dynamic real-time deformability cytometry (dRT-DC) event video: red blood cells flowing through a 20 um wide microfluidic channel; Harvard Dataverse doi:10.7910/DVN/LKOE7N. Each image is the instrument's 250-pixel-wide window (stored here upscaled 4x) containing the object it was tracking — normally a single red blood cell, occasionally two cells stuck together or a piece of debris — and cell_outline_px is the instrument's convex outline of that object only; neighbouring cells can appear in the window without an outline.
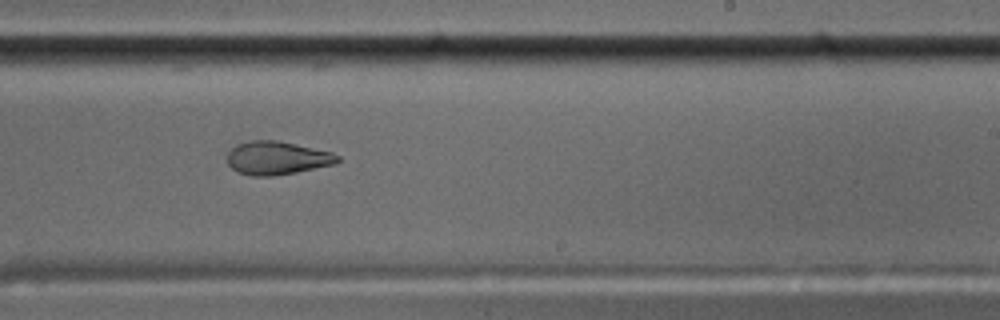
{"species": "common noctule bat (a hibernating species)", "species_latin": "Nyctalus noctula", "temperature_condition": "cold", "stored_images_in_passage": 58, "camera_frame_rate_fps": 3000, "um_per_image_px": 0.085, "animal": {"sex": "male", "body_mass_g": 17.5, "forearm_length_mm": 52.3}, "frame": {"image": 1, "passage_image": 36, "time_ms": 11.667, "image_size_px": [1000, 320], "cell_outline_px": [[340, 160], [336, 164], [296, 172], [272, 176], [252, 176], [236, 172], [228, 164], [228, 152], [236, 144], [248, 140], [276, 140], [332, 152], [340, 156]], "centroid_in_image_um": [23.54, 13.43], "position_along_channel_um": 265.5, "area_um2": 21.5}}
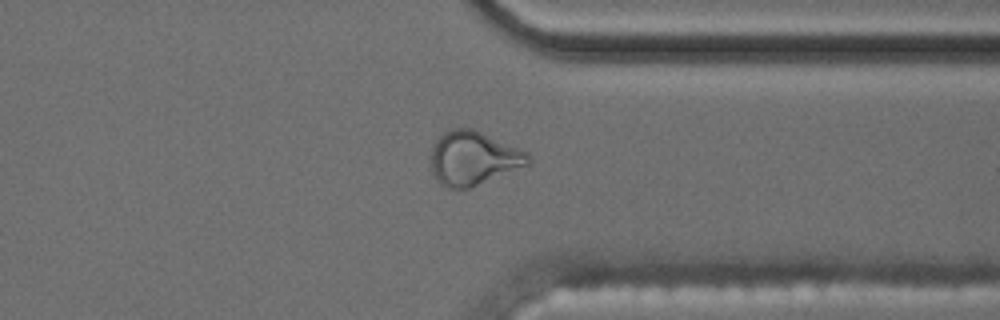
{"frame": {"image": 2, "passage_image": 45, "time_ms": 14.667, "image_size_px": [1000, 320], "cell_outline_px": [[532, 164], [468, 188], [448, 188], [440, 184], [432, 172], [428, 156], [432, 144], [444, 132], [452, 128], [472, 128], [528, 152], [532, 160]], "centroid_in_image_um": [40.21, 13.44], "position_along_channel_um": 371.2, "area_um2": 30.87}, "authors_computed_cell_mechanics": {"area_um2": 21.5305, "velocity_mm_per_s": 3.5528, "shape_relaxation_time_tau1_ms": null, "shape_relaxation_time_tau2_ms": 3.1274, "deformation_change_tau1": null, "deformation_change_tau2": 0.0939}}